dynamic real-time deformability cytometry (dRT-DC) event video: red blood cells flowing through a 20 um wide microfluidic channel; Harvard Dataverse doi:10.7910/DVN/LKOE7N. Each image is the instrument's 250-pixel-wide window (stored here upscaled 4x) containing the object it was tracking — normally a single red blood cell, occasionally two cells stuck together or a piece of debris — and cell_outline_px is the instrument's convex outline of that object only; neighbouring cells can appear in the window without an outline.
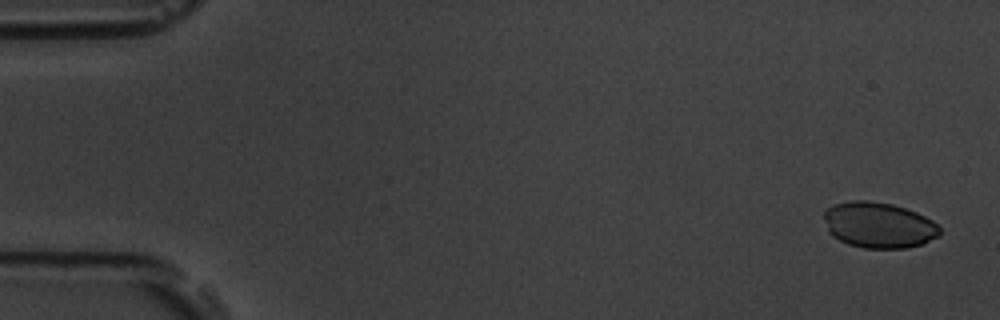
{"species": "common noctule bat (a hibernating species)", "species_latin": "Nyctalus noctula", "temperature_condition": "room temperature", "stored_images_in_passage": 11, "camera_frame_rate_fps": 3000, "um_per_image_px": 0.085, "animal": {"sex": "male", "body_mass_g": 19.5, "forearm_length_mm": 54.6}, "frame": {"image": 1, "passage_image": 1, "time_ms": 0.0, "image_size_px": [1000, 320], "cell_outline_px": [[940, 236], [920, 244], [904, 248], [864, 248], [848, 244], [832, 236], [828, 232], [824, 220], [824, 212], [832, 204], [852, 200], [868, 200], [892, 204], [916, 212], [932, 220], [940, 228]], "centroid_in_image_um": [74.66, 19.12], "position_along_channel_um": 10.3, "area_um2": 30.92}}